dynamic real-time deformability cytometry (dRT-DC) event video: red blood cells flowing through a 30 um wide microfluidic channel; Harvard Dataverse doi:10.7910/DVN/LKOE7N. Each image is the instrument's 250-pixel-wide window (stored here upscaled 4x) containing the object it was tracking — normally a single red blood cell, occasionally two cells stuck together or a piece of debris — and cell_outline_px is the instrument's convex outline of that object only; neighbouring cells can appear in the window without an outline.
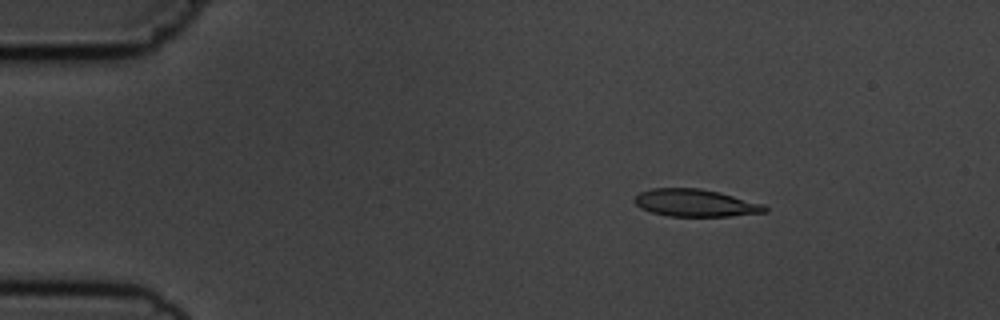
{"species": "common noctule bat (a hibernating species)", "species_latin": "Nyctalus noctula", "temperature_condition": "cold", "stored_images_in_passage": 4, "camera_frame_rate_fps": 3000, "um_per_image_px": 0.085, "animal": {"sex": "male", "body_mass_g": 19.5, "forearm_length_mm": 54.6}, "frame": {"image": 1, "passage_image": 2, "time_ms": 2.0, "image_size_px": [1000, 320], "cell_outline_px": [[768, 212], [732, 216], [668, 216], [652, 212], [640, 208], [632, 200], [640, 192], [652, 188], [700, 188], [720, 192], [764, 204], [768, 208]], "centroid_in_image_um": [59.13, 17.25], "position_along_channel_um": 25.9, "area_um2": 20.92}}